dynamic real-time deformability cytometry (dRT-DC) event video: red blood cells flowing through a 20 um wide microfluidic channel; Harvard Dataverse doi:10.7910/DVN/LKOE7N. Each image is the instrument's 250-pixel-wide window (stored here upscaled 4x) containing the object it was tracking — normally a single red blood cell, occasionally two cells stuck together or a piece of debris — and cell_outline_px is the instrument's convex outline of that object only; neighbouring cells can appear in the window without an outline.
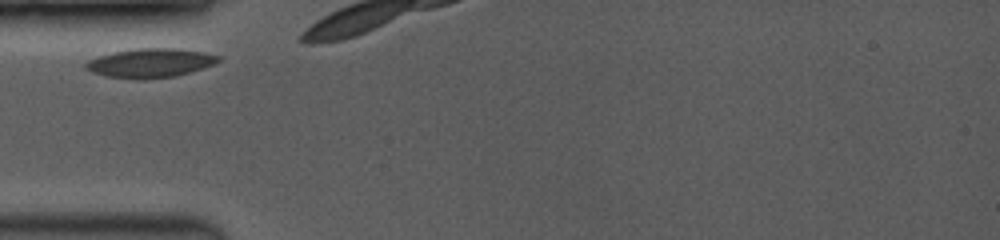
{"species": "common noctule bat (a hibernating species)", "species_latin": "Nyctalus noctula", "temperature_condition": "room temperature", "stored_images_in_passage": 12, "camera_frame_rate_fps": 3500, "um_per_image_px": 0.085, "animal": {"sex": "female", "body_mass_g": 19.0, "forearm_length_mm": 53.3}, "frame": {"image": 1, "passage_image": 1, "time_ms": 0.0, "image_size_px": [1000, 240], "cell_outline_px": [[220, 60], [216, 64], [204, 68], [176, 76], [104, 76], [92, 72], [84, 68], [84, 64], [88, 60], [100, 56], [132, 48], [176, 48], [204, 52], [220, 56]], "centroid_in_image_um": [12.83, 5.3], "position_along_channel_um": 72.2, "area_um2": 21.62}}
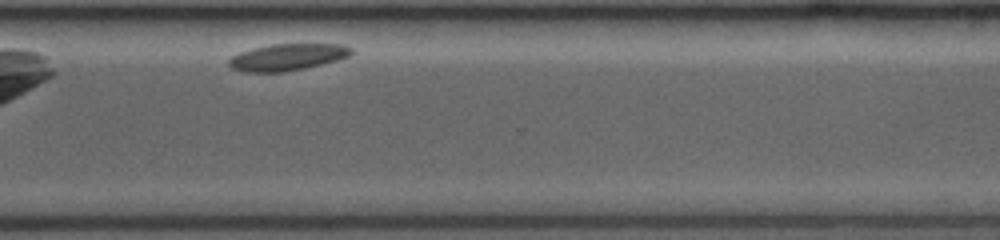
{"frame": {"image": 2, "passage_image": 10, "time_ms": 10.286, "image_size_px": [1000, 240], "cell_outline_px": [[352, 52], [348, 56], [336, 60], [304, 68], [284, 72], [244, 72], [232, 68], [228, 64], [228, 60], [232, 56], [240, 52], [252, 48], [272, 44], [344, 44], [352, 48]], "centroid_in_image_um": [24.4, 4.85], "position_along_channel_um": 346.2, "area_um2": 18.96}}
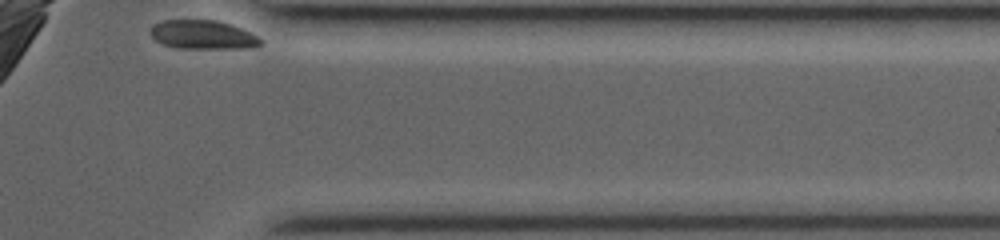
{"frame": {"image": 3, "passage_image": 12, "time_ms": 11.714, "image_size_px": [1000, 240], "cell_outline_px": [[264, 44], [244, 48], [180, 48], [164, 44], [156, 40], [152, 36], [152, 24], [164, 20], [216, 20], [232, 24], [252, 32], [264, 40]], "centroid_in_image_um": [17.32, 2.94], "position_along_channel_um": 394.1, "area_um2": 18.55}}